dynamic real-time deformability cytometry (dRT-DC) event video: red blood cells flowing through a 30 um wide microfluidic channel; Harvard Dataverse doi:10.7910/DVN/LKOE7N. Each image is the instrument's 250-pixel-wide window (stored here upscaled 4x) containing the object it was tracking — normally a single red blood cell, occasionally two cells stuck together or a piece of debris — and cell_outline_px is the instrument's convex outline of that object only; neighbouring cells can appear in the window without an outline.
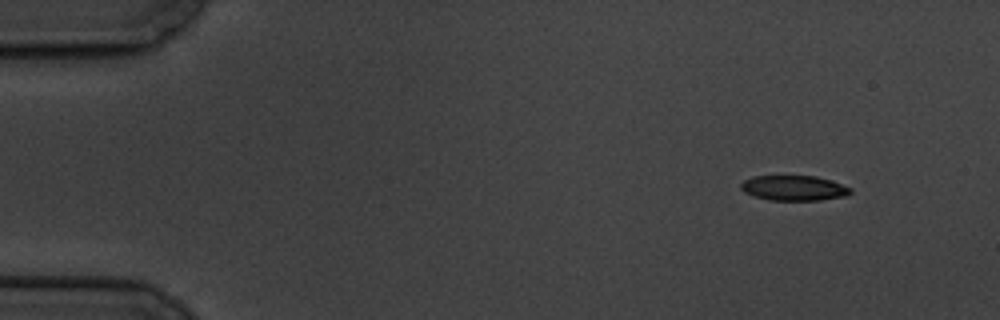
{"species": "common noctule bat (a hibernating species)", "species_latin": "Nyctalus noctula", "temperature_condition": "cold", "stored_images_in_passage": 9, "camera_frame_rate_fps": 3000, "um_per_image_px": 0.085, "animal": {"sex": "male", "body_mass_g": 19.5, "forearm_length_mm": 54.6}, "frame": {"image": 1, "passage_image": 1, "time_ms": 0.0, "image_size_px": [1000, 320], "cell_outline_px": [[852, 192], [848, 196], [820, 200], [768, 200], [744, 192], [740, 188], [740, 184], [744, 180], [752, 176], [816, 176], [832, 180], [852, 188]], "centroid_in_image_um": [67.52, 15.98], "position_along_channel_um": 17.5, "area_um2": 16.18}}
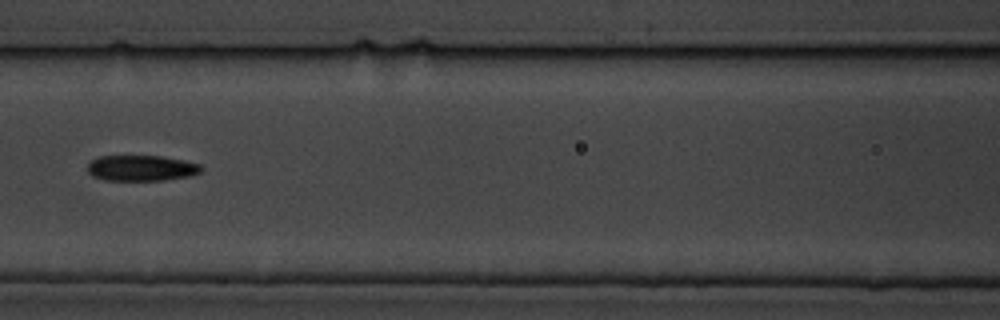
{"frame": {"image": 2, "passage_image": 7, "time_ms": 7.0, "image_size_px": [1000, 320], "cell_outline_px": [[204, 168], [200, 172], [188, 176], [164, 180], [104, 180], [92, 176], [88, 172], [88, 160], [96, 156], [160, 156], [184, 160], [200, 164]], "centroid_in_image_um": [11.98, 14.28], "position_along_channel_um": 154.6, "area_um2": 17.17}}
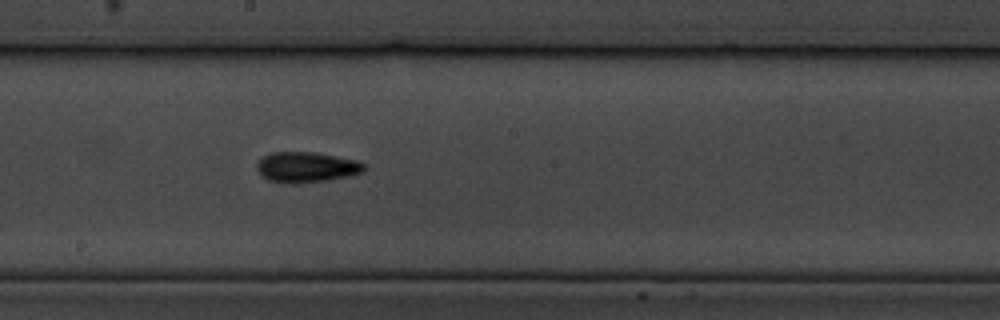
{"frame": {"image": 3, "passage_image": 9, "time_ms": 9.0, "image_size_px": [1000, 320], "cell_outline_px": [[364, 172], [348, 176], [328, 180], [296, 184], [268, 180], [256, 168], [256, 164], [264, 156], [272, 152], [316, 152], [360, 160], [364, 164]], "centroid_in_image_um": [26.09, 14.2], "position_along_channel_um": 222.1, "area_um2": 19.07}}